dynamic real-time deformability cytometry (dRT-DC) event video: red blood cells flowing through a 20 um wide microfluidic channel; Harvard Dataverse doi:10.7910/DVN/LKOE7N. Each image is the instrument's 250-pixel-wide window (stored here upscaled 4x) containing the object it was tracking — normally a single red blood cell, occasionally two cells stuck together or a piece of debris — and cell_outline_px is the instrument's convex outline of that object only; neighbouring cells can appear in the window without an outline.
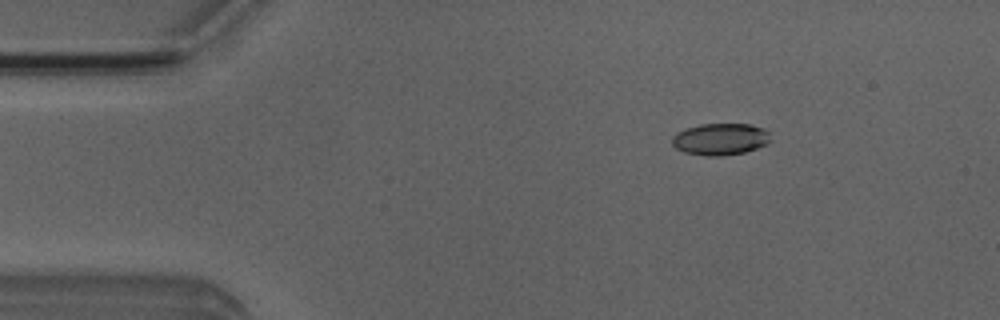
{"species": "Egyptian fruit bat (a non-hibernating species)", "species_latin": "Rousettus aegyptiacus", "temperature_condition": "room temperature", "stored_images_in_passage": 5, "camera_frame_rate_fps": 3000, "um_per_image_px": 0.085, "animal": {"sex": "male"}, "frame": {"image": 1, "passage_image": 3, "time_ms": 2.333, "image_size_px": [1000, 320], "cell_outline_px": [[772, 140], [768, 144], [744, 152], [720, 156], [704, 156], [684, 152], [676, 148], [672, 144], [672, 136], [688, 128], [700, 124], [748, 124], [764, 128], [768, 132]], "centroid_in_image_um": [61.26, 11.83], "position_along_channel_um": 23.7, "area_um2": 18.21}}